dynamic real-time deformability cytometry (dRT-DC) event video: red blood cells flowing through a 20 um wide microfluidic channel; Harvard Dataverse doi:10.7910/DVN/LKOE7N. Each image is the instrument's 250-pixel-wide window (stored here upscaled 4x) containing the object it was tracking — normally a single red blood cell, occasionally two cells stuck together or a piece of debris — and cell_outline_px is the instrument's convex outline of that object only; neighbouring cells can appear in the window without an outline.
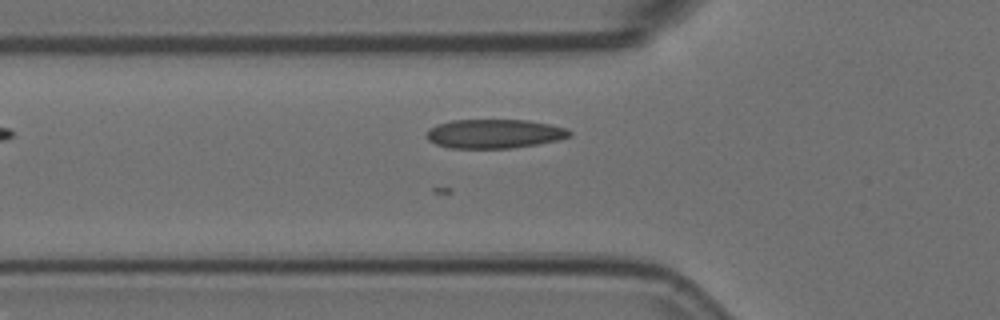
{"species": "Egyptian fruit bat (a non-hibernating species)", "species_latin": "Rousettus aegyptiacus", "temperature_condition": "room temperature", "stored_images_in_passage": 23, "camera_frame_rate_fps": 3000, "um_per_image_px": 0.085, "animal": {"sex": "female"}, "frame": {"image": 1, "passage_image": 4, "time_ms": 1.0, "image_size_px": [1000, 320], "cell_outline_px": [[572, 136], [556, 140], [536, 144], [508, 148], [448, 148], [436, 144], [428, 140], [428, 132], [436, 124], [452, 120], [528, 120], [568, 128], [572, 132]], "centroid_in_image_um": [42.04, 11.36], "position_along_channel_um": 83.8, "area_um2": 24.04}}